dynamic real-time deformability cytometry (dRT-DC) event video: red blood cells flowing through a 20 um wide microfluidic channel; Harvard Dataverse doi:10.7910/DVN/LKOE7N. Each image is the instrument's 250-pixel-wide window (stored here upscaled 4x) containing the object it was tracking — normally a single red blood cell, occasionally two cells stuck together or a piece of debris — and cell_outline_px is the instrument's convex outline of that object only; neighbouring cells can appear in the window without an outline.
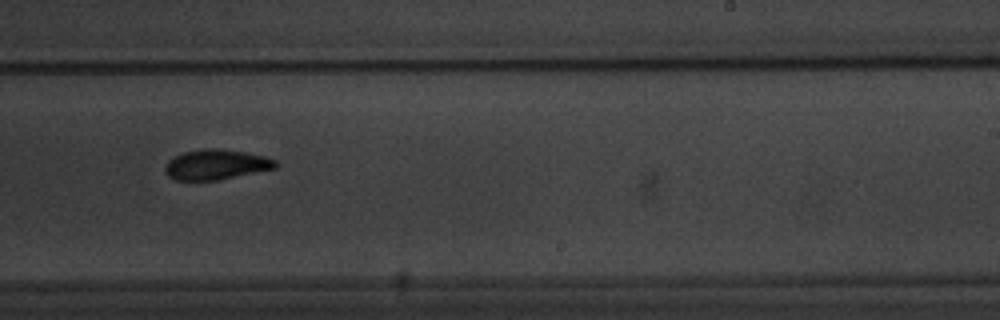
{"species": "common noctule bat (a hibernating species)", "species_latin": "Nyctalus noctula", "temperature_condition": "warm", "stored_images_in_passage": 13, "segment_of_instrument_passage": [1, 2], "camera_frame_rate_fps": 3000, "um_per_image_px": 0.085, "animal": {"sex": "male", "body_mass_g": 20.1, "forearm_length_mm": 53.5}, "frame": {"image": 1, "passage_image": 6, "time_ms": 5.667, "image_size_px": [1000, 320], "cell_outline_px": [[276, 168], [220, 180], [176, 180], [168, 176], [164, 168], [168, 160], [172, 156], [184, 152], [204, 148], [216, 148], [244, 152], [264, 156], [276, 160]], "centroid_in_image_um": [18.34, 13.99], "position_along_channel_um": 270.7, "area_um2": 19.42}}
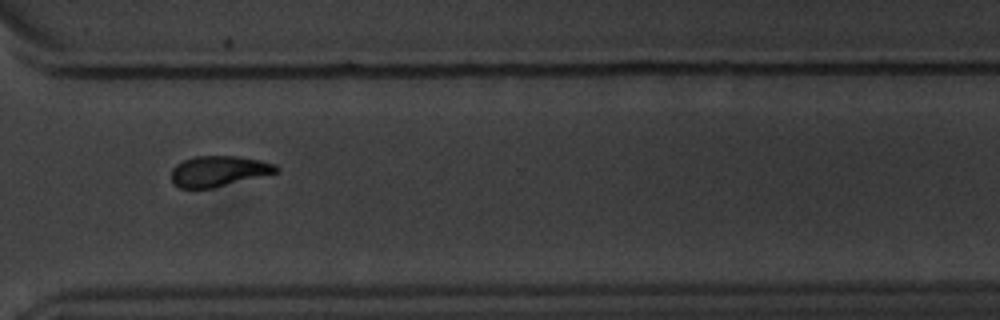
{"frame": {"image": 2, "passage_image": 8, "time_ms": 8.0, "image_size_px": [1000, 320], "cell_outline_px": [[280, 168], [276, 172], [212, 188], [180, 188], [172, 184], [172, 168], [176, 164], [184, 160], [196, 156], [236, 156], [260, 160], [276, 164]], "centroid_in_image_um": [18.55, 14.54], "position_along_channel_um": 352.0, "area_um2": 18.5}}
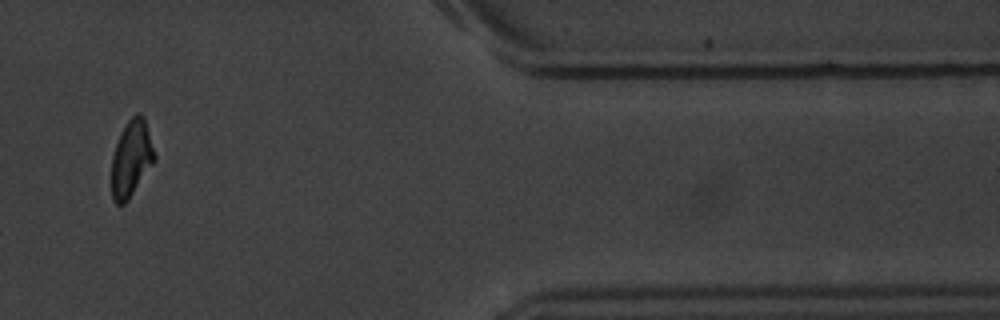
{"frame": {"image": 3, "passage_image": 10, "time_ms": 10.333, "image_size_px": [1000, 320], "cell_outline_px": [[156, 160], [128, 200], [124, 204], [116, 204], [112, 200], [112, 156], [120, 132], [128, 120], [136, 112], [140, 112], [144, 116], [156, 156]], "centroid_in_image_um": [11.17, 13.46], "position_along_channel_um": 400.2, "area_um2": 19.25}}